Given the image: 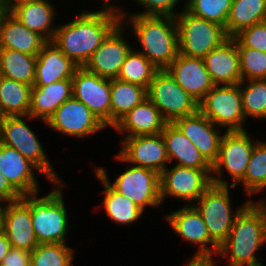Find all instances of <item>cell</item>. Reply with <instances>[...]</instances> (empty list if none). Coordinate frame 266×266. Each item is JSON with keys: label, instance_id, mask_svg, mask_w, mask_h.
<instances>
[{"label": "cell", "instance_id": "cell-44", "mask_svg": "<svg viewBox=\"0 0 266 266\" xmlns=\"http://www.w3.org/2000/svg\"><path fill=\"white\" fill-rule=\"evenodd\" d=\"M213 258V259H212ZM214 256H192L186 266H216Z\"/></svg>", "mask_w": 266, "mask_h": 266}, {"label": "cell", "instance_id": "cell-41", "mask_svg": "<svg viewBox=\"0 0 266 266\" xmlns=\"http://www.w3.org/2000/svg\"><path fill=\"white\" fill-rule=\"evenodd\" d=\"M144 8V11L133 13L138 15H170L176 16L181 11L174 12V9L182 0H134Z\"/></svg>", "mask_w": 266, "mask_h": 266}, {"label": "cell", "instance_id": "cell-47", "mask_svg": "<svg viewBox=\"0 0 266 266\" xmlns=\"http://www.w3.org/2000/svg\"><path fill=\"white\" fill-rule=\"evenodd\" d=\"M3 201H0V233L3 231V218H4V209L5 205L3 206Z\"/></svg>", "mask_w": 266, "mask_h": 266}, {"label": "cell", "instance_id": "cell-30", "mask_svg": "<svg viewBox=\"0 0 266 266\" xmlns=\"http://www.w3.org/2000/svg\"><path fill=\"white\" fill-rule=\"evenodd\" d=\"M146 98V88L118 78L111 79V127Z\"/></svg>", "mask_w": 266, "mask_h": 266}, {"label": "cell", "instance_id": "cell-25", "mask_svg": "<svg viewBox=\"0 0 266 266\" xmlns=\"http://www.w3.org/2000/svg\"><path fill=\"white\" fill-rule=\"evenodd\" d=\"M54 5L48 0H30L18 3L10 9L23 25L41 35L46 41H52L57 30L55 26Z\"/></svg>", "mask_w": 266, "mask_h": 266}, {"label": "cell", "instance_id": "cell-12", "mask_svg": "<svg viewBox=\"0 0 266 266\" xmlns=\"http://www.w3.org/2000/svg\"><path fill=\"white\" fill-rule=\"evenodd\" d=\"M170 168V169H169ZM212 170H201L174 165L167 166L160 173V197L177 198L186 205L195 204L197 199L212 185ZM189 202V203H188ZM194 202V203H193Z\"/></svg>", "mask_w": 266, "mask_h": 266}, {"label": "cell", "instance_id": "cell-28", "mask_svg": "<svg viewBox=\"0 0 266 266\" xmlns=\"http://www.w3.org/2000/svg\"><path fill=\"white\" fill-rule=\"evenodd\" d=\"M47 41L23 25L10 12L0 25V48L37 56Z\"/></svg>", "mask_w": 266, "mask_h": 266}, {"label": "cell", "instance_id": "cell-19", "mask_svg": "<svg viewBox=\"0 0 266 266\" xmlns=\"http://www.w3.org/2000/svg\"><path fill=\"white\" fill-rule=\"evenodd\" d=\"M166 70L198 103L215 86L203 58L188 57L179 53Z\"/></svg>", "mask_w": 266, "mask_h": 266}, {"label": "cell", "instance_id": "cell-18", "mask_svg": "<svg viewBox=\"0 0 266 266\" xmlns=\"http://www.w3.org/2000/svg\"><path fill=\"white\" fill-rule=\"evenodd\" d=\"M3 232L13 248L32 252L37 247L38 241L31 221L30 194L6 203Z\"/></svg>", "mask_w": 266, "mask_h": 266}, {"label": "cell", "instance_id": "cell-36", "mask_svg": "<svg viewBox=\"0 0 266 266\" xmlns=\"http://www.w3.org/2000/svg\"><path fill=\"white\" fill-rule=\"evenodd\" d=\"M240 92L245 119H266V79L241 81Z\"/></svg>", "mask_w": 266, "mask_h": 266}, {"label": "cell", "instance_id": "cell-21", "mask_svg": "<svg viewBox=\"0 0 266 266\" xmlns=\"http://www.w3.org/2000/svg\"><path fill=\"white\" fill-rule=\"evenodd\" d=\"M35 170L40 169L25 158L18 150L0 142V172L10 184L22 195L39 193L40 186L35 177Z\"/></svg>", "mask_w": 266, "mask_h": 266}, {"label": "cell", "instance_id": "cell-33", "mask_svg": "<svg viewBox=\"0 0 266 266\" xmlns=\"http://www.w3.org/2000/svg\"><path fill=\"white\" fill-rule=\"evenodd\" d=\"M37 56L0 48V76L33 87Z\"/></svg>", "mask_w": 266, "mask_h": 266}, {"label": "cell", "instance_id": "cell-31", "mask_svg": "<svg viewBox=\"0 0 266 266\" xmlns=\"http://www.w3.org/2000/svg\"><path fill=\"white\" fill-rule=\"evenodd\" d=\"M266 21V0H232L225 31L234 37L242 29Z\"/></svg>", "mask_w": 266, "mask_h": 266}, {"label": "cell", "instance_id": "cell-6", "mask_svg": "<svg viewBox=\"0 0 266 266\" xmlns=\"http://www.w3.org/2000/svg\"><path fill=\"white\" fill-rule=\"evenodd\" d=\"M228 187L212 184L193 204L205 222L210 239L218 247L227 239L236 217L252 201L246 200L233 211Z\"/></svg>", "mask_w": 266, "mask_h": 266}, {"label": "cell", "instance_id": "cell-9", "mask_svg": "<svg viewBox=\"0 0 266 266\" xmlns=\"http://www.w3.org/2000/svg\"><path fill=\"white\" fill-rule=\"evenodd\" d=\"M246 131L223 132L218 157L212 164V184L229 186L227 181L220 178L223 176L224 170L234 181L230 185L232 189L238 186V183L244 178L256 143L251 140Z\"/></svg>", "mask_w": 266, "mask_h": 266}, {"label": "cell", "instance_id": "cell-3", "mask_svg": "<svg viewBox=\"0 0 266 266\" xmlns=\"http://www.w3.org/2000/svg\"><path fill=\"white\" fill-rule=\"evenodd\" d=\"M266 243V212L253 200L236 217L217 255L229 257L227 266H264L255 254Z\"/></svg>", "mask_w": 266, "mask_h": 266}, {"label": "cell", "instance_id": "cell-32", "mask_svg": "<svg viewBox=\"0 0 266 266\" xmlns=\"http://www.w3.org/2000/svg\"><path fill=\"white\" fill-rule=\"evenodd\" d=\"M95 175L104 187L102 193L105 195L102 204L108 218L120 225H129L138 221L144 211L140 209L130 198L113 190L96 172Z\"/></svg>", "mask_w": 266, "mask_h": 266}, {"label": "cell", "instance_id": "cell-22", "mask_svg": "<svg viewBox=\"0 0 266 266\" xmlns=\"http://www.w3.org/2000/svg\"><path fill=\"white\" fill-rule=\"evenodd\" d=\"M203 59L214 85H235L242 81L239 52L234 37H229Z\"/></svg>", "mask_w": 266, "mask_h": 266}, {"label": "cell", "instance_id": "cell-46", "mask_svg": "<svg viewBox=\"0 0 266 266\" xmlns=\"http://www.w3.org/2000/svg\"><path fill=\"white\" fill-rule=\"evenodd\" d=\"M10 12L6 1L5 0H0V25L3 22L4 17Z\"/></svg>", "mask_w": 266, "mask_h": 266}, {"label": "cell", "instance_id": "cell-4", "mask_svg": "<svg viewBox=\"0 0 266 266\" xmlns=\"http://www.w3.org/2000/svg\"><path fill=\"white\" fill-rule=\"evenodd\" d=\"M52 184L56 188L44 197H38V193L30 194L31 221L38 244H66V235L69 233L68 210L62 193L65 184Z\"/></svg>", "mask_w": 266, "mask_h": 266}, {"label": "cell", "instance_id": "cell-42", "mask_svg": "<svg viewBox=\"0 0 266 266\" xmlns=\"http://www.w3.org/2000/svg\"><path fill=\"white\" fill-rule=\"evenodd\" d=\"M1 266H31V252L11 247Z\"/></svg>", "mask_w": 266, "mask_h": 266}, {"label": "cell", "instance_id": "cell-16", "mask_svg": "<svg viewBox=\"0 0 266 266\" xmlns=\"http://www.w3.org/2000/svg\"><path fill=\"white\" fill-rule=\"evenodd\" d=\"M126 26L120 22L103 40L101 45L92 54L84 68L103 78L115 79L118 77L121 65L124 63L132 45L124 37ZM125 29V30H124ZM124 32V33H123ZM127 40V41H126Z\"/></svg>", "mask_w": 266, "mask_h": 266}, {"label": "cell", "instance_id": "cell-13", "mask_svg": "<svg viewBox=\"0 0 266 266\" xmlns=\"http://www.w3.org/2000/svg\"><path fill=\"white\" fill-rule=\"evenodd\" d=\"M73 97L84 103L107 128L111 127V79L79 67L72 77Z\"/></svg>", "mask_w": 266, "mask_h": 266}, {"label": "cell", "instance_id": "cell-23", "mask_svg": "<svg viewBox=\"0 0 266 266\" xmlns=\"http://www.w3.org/2000/svg\"><path fill=\"white\" fill-rule=\"evenodd\" d=\"M167 123L159 109L146 98L121 118L112 128L120 134L124 132L122 134L123 138H127L160 134Z\"/></svg>", "mask_w": 266, "mask_h": 266}, {"label": "cell", "instance_id": "cell-11", "mask_svg": "<svg viewBox=\"0 0 266 266\" xmlns=\"http://www.w3.org/2000/svg\"><path fill=\"white\" fill-rule=\"evenodd\" d=\"M147 98L168 123L199 110V103L179 86L166 69L156 72L147 89Z\"/></svg>", "mask_w": 266, "mask_h": 266}, {"label": "cell", "instance_id": "cell-50", "mask_svg": "<svg viewBox=\"0 0 266 266\" xmlns=\"http://www.w3.org/2000/svg\"><path fill=\"white\" fill-rule=\"evenodd\" d=\"M101 1H104V3H103L104 6H113L114 7V4L111 3V5H110L111 0H101Z\"/></svg>", "mask_w": 266, "mask_h": 266}, {"label": "cell", "instance_id": "cell-27", "mask_svg": "<svg viewBox=\"0 0 266 266\" xmlns=\"http://www.w3.org/2000/svg\"><path fill=\"white\" fill-rule=\"evenodd\" d=\"M161 133L170 163L176 160L174 165L212 170V165L174 123H167Z\"/></svg>", "mask_w": 266, "mask_h": 266}, {"label": "cell", "instance_id": "cell-45", "mask_svg": "<svg viewBox=\"0 0 266 266\" xmlns=\"http://www.w3.org/2000/svg\"><path fill=\"white\" fill-rule=\"evenodd\" d=\"M11 249V244L9 243L6 234L2 231L0 233V264L3 261V258L7 255Z\"/></svg>", "mask_w": 266, "mask_h": 266}, {"label": "cell", "instance_id": "cell-2", "mask_svg": "<svg viewBox=\"0 0 266 266\" xmlns=\"http://www.w3.org/2000/svg\"><path fill=\"white\" fill-rule=\"evenodd\" d=\"M121 10V22L132 28L141 52L156 68L166 69L179 54L178 29L174 16L138 15L127 16ZM127 16V17H126Z\"/></svg>", "mask_w": 266, "mask_h": 266}, {"label": "cell", "instance_id": "cell-8", "mask_svg": "<svg viewBox=\"0 0 266 266\" xmlns=\"http://www.w3.org/2000/svg\"><path fill=\"white\" fill-rule=\"evenodd\" d=\"M131 166L122 172L113 183L110 182L104 167H96L94 171L113 190L130 198L143 211L147 209L146 207L161 206L160 174L149 168Z\"/></svg>", "mask_w": 266, "mask_h": 266}, {"label": "cell", "instance_id": "cell-39", "mask_svg": "<svg viewBox=\"0 0 266 266\" xmlns=\"http://www.w3.org/2000/svg\"><path fill=\"white\" fill-rule=\"evenodd\" d=\"M242 81L266 79V52L238 47Z\"/></svg>", "mask_w": 266, "mask_h": 266}, {"label": "cell", "instance_id": "cell-49", "mask_svg": "<svg viewBox=\"0 0 266 266\" xmlns=\"http://www.w3.org/2000/svg\"><path fill=\"white\" fill-rule=\"evenodd\" d=\"M257 203L265 210L266 212V200H264V198L261 200H258Z\"/></svg>", "mask_w": 266, "mask_h": 266}, {"label": "cell", "instance_id": "cell-5", "mask_svg": "<svg viewBox=\"0 0 266 266\" xmlns=\"http://www.w3.org/2000/svg\"><path fill=\"white\" fill-rule=\"evenodd\" d=\"M33 119L30 115L1 117L0 142L15 148L34 163L50 183L62 182L60 175L54 171L42 143L26 122Z\"/></svg>", "mask_w": 266, "mask_h": 266}, {"label": "cell", "instance_id": "cell-17", "mask_svg": "<svg viewBox=\"0 0 266 266\" xmlns=\"http://www.w3.org/2000/svg\"><path fill=\"white\" fill-rule=\"evenodd\" d=\"M164 218L184 241L200 245L194 256L217 255L219 247L210 239L205 222L193 205H184Z\"/></svg>", "mask_w": 266, "mask_h": 266}, {"label": "cell", "instance_id": "cell-48", "mask_svg": "<svg viewBox=\"0 0 266 266\" xmlns=\"http://www.w3.org/2000/svg\"><path fill=\"white\" fill-rule=\"evenodd\" d=\"M9 10L16 4L30 0H5Z\"/></svg>", "mask_w": 266, "mask_h": 266}, {"label": "cell", "instance_id": "cell-1", "mask_svg": "<svg viewBox=\"0 0 266 266\" xmlns=\"http://www.w3.org/2000/svg\"><path fill=\"white\" fill-rule=\"evenodd\" d=\"M83 10L73 20L57 24L52 42L76 65L84 67L108 34L121 22V8Z\"/></svg>", "mask_w": 266, "mask_h": 266}, {"label": "cell", "instance_id": "cell-26", "mask_svg": "<svg viewBox=\"0 0 266 266\" xmlns=\"http://www.w3.org/2000/svg\"><path fill=\"white\" fill-rule=\"evenodd\" d=\"M72 96V79H63L46 86H33L29 115L46 123L56 109Z\"/></svg>", "mask_w": 266, "mask_h": 266}, {"label": "cell", "instance_id": "cell-24", "mask_svg": "<svg viewBox=\"0 0 266 266\" xmlns=\"http://www.w3.org/2000/svg\"><path fill=\"white\" fill-rule=\"evenodd\" d=\"M79 68L52 41H47L37 55L33 86H46L63 79H72Z\"/></svg>", "mask_w": 266, "mask_h": 266}, {"label": "cell", "instance_id": "cell-15", "mask_svg": "<svg viewBox=\"0 0 266 266\" xmlns=\"http://www.w3.org/2000/svg\"><path fill=\"white\" fill-rule=\"evenodd\" d=\"M46 124L63 135L82 139L107 128L73 96L56 109Z\"/></svg>", "mask_w": 266, "mask_h": 266}, {"label": "cell", "instance_id": "cell-10", "mask_svg": "<svg viewBox=\"0 0 266 266\" xmlns=\"http://www.w3.org/2000/svg\"><path fill=\"white\" fill-rule=\"evenodd\" d=\"M199 111L224 131H245L240 83L215 85L199 103Z\"/></svg>", "mask_w": 266, "mask_h": 266}, {"label": "cell", "instance_id": "cell-7", "mask_svg": "<svg viewBox=\"0 0 266 266\" xmlns=\"http://www.w3.org/2000/svg\"><path fill=\"white\" fill-rule=\"evenodd\" d=\"M175 20L179 53L184 56L204 58L229 38L225 27L196 17L185 9L175 16Z\"/></svg>", "mask_w": 266, "mask_h": 266}, {"label": "cell", "instance_id": "cell-35", "mask_svg": "<svg viewBox=\"0 0 266 266\" xmlns=\"http://www.w3.org/2000/svg\"><path fill=\"white\" fill-rule=\"evenodd\" d=\"M240 183L247 196L266 189V141L256 140L245 176L238 184L241 185Z\"/></svg>", "mask_w": 266, "mask_h": 266}, {"label": "cell", "instance_id": "cell-20", "mask_svg": "<svg viewBox=\"0 0 266 266\" xmlns=\"http://www.w3.org/2000/svg\"><path fill=\"white\" fill-rule=\"evenodd\" d=\"M178 129L195 145L204 158L212 165L217 157L223 137L219 127L213 124L199 110L173 122Z\"/></svg>", "mask_w": 266, "mask_h": 266}, {"label": "cell", "instance_id": "cell-38", "mask_svg": "<svg viewBox=\"0 0 266 266\" xmlns=\"http://www.w3.org/2000/svg\"><path fill=\"white\" fill-rule=\"evenodd\" d=\"M186 2V3H185ZM182 10L225 27L232 0H187Z\"/></svg>", "mask_w": 266, "mask_h": 266}, {"label": "cell", "instance_id": "cell-14", "mask_svg": "<svg viewBox=\"0 0 266 266\" xmlns=\"http://www.w3.org/2000/svg\"><path fill=\"white\" fill-rule=\"evenodd\" d=\"M121 150L115 158L123 163L145 167L161 173L169 158L162 133L123 138Z\"/></svg>", "mask_w": 266, "mask_h": 266}, {"label": "cell", "instance_id": "cell-29", "mask_svg": "<svg viewBox=\"0 0 266 266\" xmlns=\"http://www.w3.org/2000/svg\"><path fill=\"white\" fill-rule=\"evenodd\" d=\"M32 86L0 76V118L29 115Z\"/></svg>", "mask_w": 266, "mask_h": 266}, {"label": "cell", "instance_id": "cell-34", "mask_svg": "<svg viewBox=\"0 0 266 266\" xmlns=\"http://www.w3.org/2000/svg\"><path fill=\"white\" fill-rule=\"evenodd\" d=\"M158 70L141 52L132 48L121 65L117 78L148 89Z\"/></svg>", "mask_w": 266, "mask_h": 266}, {"label": "cell", "instance_id": "cell-40", "mask_svg": "<svg viewBox=\"0 0 266 266\" xmlns=\"http://www.w3.org/2000/svg\"><path fill=\"white\" fill-rule=\"evenodd\" d=\"M234 38L237 47H249L266 52V21L242 29Z\"/></svg>", "mask_w": 266, "mask_h": 266}, {"label": "cell", "instance_id": "cell-43", "mask_svg": "<svg viewBox=\"0 0 266 266\" xmlns=\"http://www.w3.org/2000/svg\"><path fill=\"white\" fill-rule=\"evenodd\" d=\"M23 196L10 184L9 180L0 172V201L5 203L21 199Z\"/></svg>", "mask_w": 266, "mask_h": 266}, {"label": "cell", "instance_id": "cell-37", "mask_svg": "<svg viewBox=\"0 0 266 266\" xmlns=\"http://www.w3.org/2000/svg\"><path fill=\"white\" fill-rule=\"evenodd\" d=\"M74 249L67 244H38L31 252V266H74Z\"/></svg>", "mask_w": 266, "mask_h": 266}]
</instances>
